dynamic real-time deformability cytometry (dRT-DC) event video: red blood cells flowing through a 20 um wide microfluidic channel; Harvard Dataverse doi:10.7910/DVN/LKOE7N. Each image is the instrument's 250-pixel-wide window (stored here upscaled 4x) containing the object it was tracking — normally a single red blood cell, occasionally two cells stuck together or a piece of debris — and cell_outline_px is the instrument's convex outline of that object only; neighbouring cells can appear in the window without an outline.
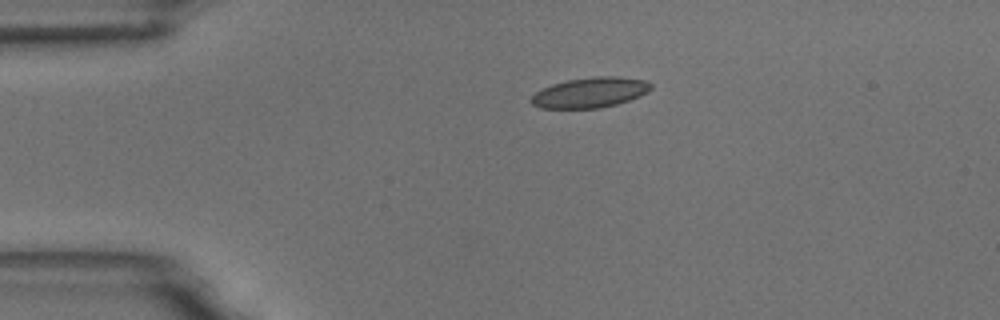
{"species": "common noctule bat (a hibernating species)", "species_latin": "Nyctalus noctula", "temperature_condition": "room temperature", "stored_images_in_passage": 2, "camera_frame_rate_fps": 3000, "um_per_image_px": 0.085, "animal": {"sex": "male", "body_mass_g": 18.8}, "frame": {"image": 1, "passage_image": 1, "time_ms": 0.0, "image_size_px": [1000, 320], "cell_outline_px": [[652, 88], [648, 92], [640, 96], [616, 104], [600, 108], [540, 108], [532, 104], [532, 96], [536, 92], [552, 84], [568, 80], [592, 76], [620, 76], [644, 80], [652, 84]], "centroid_in_image_um": [50.19, 7.85], "position_along_channel_um": 34.8, "area_um2": 21.04}}